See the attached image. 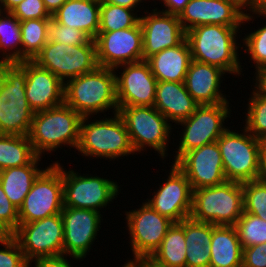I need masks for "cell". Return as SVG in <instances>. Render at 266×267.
Listing matches in <instances>:
<instances>
[{
	"label": "cell",
	"instance_id": "f907efd6",
	"mask_svg": "<svg viewBox=\"0 0 266 267\" xmlns=\"http://www.w3.org/2000/svg\"><path fill=\"white\" fill-rule=\"evenodd\" d=\"M236 2L244 11H255L259 5L260 0H233Z\"/></svg>",
	"mask_w": 266,
	"mask_h": 267
},
{
	"label": "cell",
	"instance_id": "1f68e13d",
	"mask_svg": "<svg viewBox=\"0 0 266 267\" xmlns=\"http://www.w3.org/2000/svg\"><path fill=\"white\" fill-rule=\"evenodd\" d=\"M51 19H30L20 22L22 61L33 60L48 42V26Z\"/></svg>",
	"mask_w": 266,
	"mask_h": 267
},
{
	"label": "cell",
	"instance_id": "7c38bea8",
	"mask_svg": "<svg viewBox=\"0 0 266 267\" xmlns=\"http://www.w3.org/2000/svg\"><path fill=\"white\" fill-rule=\"evenodd\" d=\"M130 246L133 258L126 261L124 266H129L132 262L150 258L160 247L168 229L173 225V221L168 217L160 215L148 203L142 202L137 210L125 212Z\"/></svg>",
	"mask_w": 266,
	"mask_h": 267
},
{
	"label": "cell",
	"instance_id": "8fae6325",
	"mask_svg": "<svg viewBox=\"0 0 266 267\" xmlns=\"http://www.w3.org/2000/svg\"><path fill=\"white\" fill-rule=\"evenodd\" d=\"M230 103L198 105L194 113L177 125L184 127L175 151V164L186 152L216 142L227 129L224 121L231 117ZM230 114V115H229Z\"/></svg>",
	"mask_w": 266,
	"mask_h": 267
},
{
	"label": "cell",
	"instance_id": "681fc988",
	"mask_svg": "<svg viewBox=\"0 0 266 267\" xmlns=\"http://www.w3.org/2000/svg\"><path fill=\"white\" fill-rule=\"evenodd\" d=\"M144 1L143 0H101V2L111 3L114 5H119V6L129 8V9H134V10L136 9V7H138L140 3Z\"/></svg>",
	"mask_w": 266,
	"mask_h": 267
},
{
	"label": "cell",
	"instance_id": "2e32d148",
	"mask_svg": "<svg viewBox=\"0 0 266 267\" xmlns=\"http://www.w3.org/2000/svg\"><path fill=\"white\" fill-rule=\"evenodd\" d=\"M96 43L97 63L100 67L112 68L143 60L142 27L98 32Z\"/></svg>",
	"mask_w": 266,
	"mask_h": 267
},
{
	"label": "cell",
	"instance_id": "4dcf8cb0",
	"mask_svg": "<svg viewBox=\"0 0 266 267\" xmlns=\"http://www.w3.org/2000/svg\"><path fill=\"white\" fill-rule=\"evenodd\" d=\"M36 156L28 135L0 134V170L27 165Z\"/></svg>",
	"mask_w": 266,
	"mask_h": 267
},
{
	"label": "cell",
	"instance_id": "603a6c76",
	"mask_svg": "<svg viewBox=\"0 0 266 267\" xmlns=\"http://www.w3.org/2000/svg\"><path fill=\"white\" fill-rule=\"evenodd\" d=\"M224 74L226 72L219 67L192 60L184 84L199 105L229 103L220 90Z\"/></svg>",
	"mask_w": 266,
	"mask_h": 267
},
{
	"label": "cell",
	"instance_id": "3957f363",
	"mask_svg": "<svg viewBox=\"0 0 266 267\" xmlns=\"http://www.w3.org/2000/svg\"><path fill=\"white\" fill-rule=\"evenodd\" d=\"M82 117L65 103L34 112L28 138L34 152H54L62 145L77 148ZM56 149V150H55Z\"/></svg>",
	"mask_w": 266,
	"mask_h": 267
},
{
	"label": "cell",
	"instance_id": "9c48e42d",
	"mask_svg": "<svg viewBox=\"0 0 266 267\" xmlns=\"http://www.w3.org/2000/svg\"><path fill=\"white\" fill-rule=\"evenodd\" d=\"M32 61L56 75L64 84L99 66L96 43L92 39L74 46L48 40Z\"/></svg>",
	"mask_w": 266,
	"mask_h": 267
},
{
	"label": "cell",
	"instance_id": "f35d334b",
	"mask_svg": "<svg viewBox=\"0 0 266 267\" xmlns=\"http://www.w3.org/2000/svg\"><path fill=\"white\" fill-rule=\"evenodd\" d=\"M216 225L184 219L185 245H211L212 230Z\"/></svg>",
	"mask_w": 266,
	"mask_h": 267
},
{
	"label": "cell",
	"instance_id": "83f0119b",
	"mask_svg": "<svg viewBox=\"0 0 266 267\" xmlns=\"http://www.w3.org/2000/svg\"><path fill=\"white\" fill-rule=\"evenodd\" d=\"M41 156H36L29 164L0 170V183L3 191L18 209L29 193L34 181L45 170L40 169Z\"/></svg>",
	"mask_w": 266,
	"mask_h": 267
},
{
	"label": "cell",
	"instance_id": "11a10c76",
	"mask_svg": "<svg viewBox=\"0 0 266 267\" xmlns=\"http://www.w3.org/2000/svg\"><path fill=\"white\" fill-rule=\"evenodd\" d=\"M258 15L257 17H266V0H260L259 5L255 11H252V15Z\"/></svg>",
	"mask_w": 266,
	"mask_h": 267
},
{
	"label": "cell",
	"instance_id": "9f6ffc18",
	"mask_svg": "<svg viewBox=\"0 0 266 267\" xmlns=\"http://www.w3.org/2000/svg\"><path fill=\"white\" fill-rule=\"evenodd\" d=\"M10 234L0 225V241L7 238Z\"/></svg>",
	"mask_w": 266,
	"mask_h": 267
},
{
	"label": "cell",
	"instance_id": "836d02e7",
	"mask_svg": "<svg viewBox=\"0 0 266 267\" xmlns=\"http://www.w3.org/2000/svg\"><path fill=\"white\" fill-rule=\"evenodd\" d=\"M245 128L257 139H266V95L253 90L249 97Z\"/></svg>",
	"mask_w": 266,
	"mask_h": 267
},
{
	"label": "cell",
	"instance_id": "d6a6232c",
	"mask_svg": "<svg viewBox=\"0 0 266 267\" xmlns=\"http://www.w3.org/2000/svg\"><path fill=\"white\" fill-rule=\"evenodd\" d=\"M134 12V9L101 2L100 26L98 32H112L134 27L140 19V16Z\"/></svg>",
	"mask_w": 266,
	"mask_h": 267
},
{
	"label": "cell",
	"instance_id": "7402d4cb",
	"mask_svg": "<svg viewBox=\"0 0 266 267\" xmlns=\"http://www.w3.org/2000/svg\"><path fill=\"white\" fill-rule=\"evenodd\" d=\"M26 72L25 95L29 107L38 112L64 103V83L32 60L17 63Z\"/></svg>",
	"mask_w": 266,
	"mask_h": 267
},
{
	"label": "cell",
	"instance_id": "d6986e66",
	"mask_svg": "<svg viewBox=\"0 0 266 267\" xmlns=\"http://www.w3.org/2000/svg\"><path fill=\"white\" fill-rule=\"evenodd\" d=\"M123 68V72L117 69ZM118 108L130 106H153L156 97L157 79L145 61L129 63L114 68Z\"/></svg>",
	"mask_w": 266,
	"mask_h": 267
},
{
	"label": "cell",
	"instance_id": "c3c4849f",
	"mask_svg": "<svg viewBox=\"0 0 266 267\" xmlns=\"http://www.w3.org/2000/svg\"><path fill=\"white\" fill-rule=\"evenodd\" d=\"M258 180L266 183V142L263 141L261 145V154H260V168Z\"/></svg>",
	"mask_w": 266,
	"mask_h": 267
},
{
	"label": "cell",
	"instance_id": "8d00e7d4",
	"mask_svg": "<svg viewBox=\"0 0 266 267\" xmlns=\"http://www.w3.org/2000/svg\"><path fill=\"white\" fill-rule=\"evenodd\" d=\"M242 43L244 51L250 55V59L255 65V69L266 65V24L249 34L244 35Z\"/></svg>",
	"mask_w": 266,
	"mask_h": 267
},
{
	"label": "cell",
	"instance_id": "d4e9b609",
	"mask_svg": "<svg viewBox=\"0 0 266 267\" xmlns=\"http://www.w3.org/2000/svg\"><path fill=\"white\" fill-rule=\"evenodd\" d=\"M101 0H67L55 13L52 19L84 32L94 40L100 26Z\"/></svg>",
	"mask_w": 266,
	"mask_h": 267
},
{
	"label": "cell",
	"instance_id": "9a60e30c",
	"mask_svg": "<svg viewBox=\"0 0 266 267\" xmlns=\"http://www.w3.org/2000/svg\"><path fill=\"white\" fill-rule=\"evenodd\" d=\"M100 213L91 209L63 207L60 213L64 232L63 255L77 261L86 258L101 229L103 215Z\"/></svg>",
	"mask_w": 266,
	"mask_h": 267
},
{
	"label": "cell",
	"instance_id": "ffe728a7",
	"mask_svg": "<svg viewBox=\"0 0 266 267\" xmlns=\"http://www.w3.org/2000/svg\"><path fill=\"white\" fill-rule=\"evenodd\" d=\"M175 165L185 174L192 190L227 181L217 142L186 152Z\"/></svg>",
	"mask_w": 266,
	"mask_h": 267
},
{
	"label": "cell",
	"instance_id": "ee69618b",
	"mask_svg": "<svg viewBox=\"0 0 266 267\" xmlns=\"http://www.w3.org/2000/svg\"><path fill=\"white\" fill-rule=\"evenodd\" d=\"M242 267H266V242L243 248Z\"/></svg>",
	"mask_w": 266,
	"mask_h": 267
},
{
	"label": "cell",
	"instance_id": "5b68a950",
	"mask_svg": "<svg viewBox=\"0 0 266 267\" xmlns=\"http://www.w3.org/2000/svg\"><path fill=\"white\" fill-rule=\"evenodd\" d=\"M26 72L17 64H0V134L28 135L34 111L26 95Z\"/></svg>",
	"mask_w": 266,
	"mask_h": 267
},
{
	"label": "cell",
	"instance_id": "b9f144b4",
	"mask_svg": "<svg viewBox=\"0 0 266 267\" xmlns=\"http://www.w3.org/2000/svg\"><path fill=\"white\" fill-rule=\"evenodd\" d=\"M0 225L11 235L19 225L18 208L10 202L0 183Z\"/></svg>",
	"mask_w": 266,
	"mask_h": 267
},
{
	"label": "cell",
	"instance_id": "5bb4252c",
	"mask_svg": "<svg viewBox=\"0 0 266 267\" xmlns=\"http://www.w3.org/2000/svg\"><path fill=\"white\" fill-rule=\"evenodd\" d=\"M63 220L61 214L31 223H19L11 234L29 262L41 257L63 255Z\"/></svg>",
	"mask_w": 266,
	"mask_h": 267
},
{
	"label": "cell",
	"instance_id": "e575fe53",
	"mask_svg": "<svg viewBox=\"0 0 266 267\" xmlns=\"http://www.w3.org/2000/svg\"><path fill=\"white\" fill-rule=\"evenodd\" d=\"M234 226L242 248L266 242V221L258 216L243 212Z\"/></svg>",
	"mask_w": 266,
	"mask_h": 267
},
{
	"label": "cell",
	"instance_id": "52a82bcc",
	"mask_svg": "<svg viewBox=\"0 0 266 267\" xmlns=\"http://www.w3.org/2000/svg\"><path fill=\"white\" fill-rule=\"evenodd\" d=\"M243 133L228 127L216 141L227 181L244 183L258 180L262 142L244 127Z\"/></svg>",
	"mask_w": 266,
	"mask_h": 267
},
{
	"label": "cell",
	"instance_id": "d590c367",
	"mask_svg": "<svg viewBox=\"0 0 266 267\" xmlns=\"http://www.w3.org/2000/svg\"><path fill=\"white\" fill-rule=\"evenodd\" d=\"M244 212L266 221V183L259 180L242 183Z\"/></svg>",
	"mask_w": 266,
	"mask_h": 267
},
{
	"label": "cell",
	"instance_id": "4316f807",
	"mask_svg": "<svg viewBox=\"0 0 266 267\" xmlns=\"http://www.w3.org/2000/svg\"><path fill=\"white\" fill-rule=\"evenodd\" d=\"M209 267H242L243 248L235 226L216 225L211 237Z\"/></svg>",
	"mask_w": 266,
	"mask_h": 267
},
{
	"label": "cell",
	"instance_id": "f5cc1de1",
	"mask_svg": "<svg viewBox=\"0 0 266 267\" xmlns=\"http://www.w3.org/2000/svg\"><path fill=\"white\" fill-rule=\"evenodd\" d=\"M23 0H0V11L11 12Z\"/></svg>",
	"mask_w": 266,
	"mask_h": 267
},
{
	"label": "cell",
	"instance_id": "7a4b0ae2",
	"mask_svg": "<svg viewBox=\"0 0 266 267\" xmlns=\"http://www.w3.org/2000/svg\"><path fill=\"white\" fill-rule=\"evenodd\" d=\"M64 103L81 117L104 113L109 109L118 113L116 73L112 68L98 66L64 84Z\"/></svg>",
	"mask_w": 266,
	"mask_h": 267
},
{
	"label": "cell",
	"instance_id": "db71d44e",
	"mask_svg": "<svg viewBox=\"0 0 266 267\" xmlns=\"http://www.w3.org/2000/svg\"><path fill=\"white\" fill-rule=\"evenodd\" d=\"M129 266L130 267H161L153 263L149 258L132 262Z\"/></svg>",
	"mask_w": 266,
	"mask_h": 267
},
{
	"label": "cell",
	"instance_id": "60d3db41",
	"mask_svg": "<svg viewBox=\"0 0 266 267\" xmlns=\"http://www.w3.org/2000/svg\"><path fill=\"white\" fill-rule=\"evenodd\" d=\"M11 13L21 22L30 19H51L43 0H23Z\"/></svg>",
	"mask_w": 266,
	"mask_h": 267
},
{
	"label": "cell",
	"instance_id": "cb8c5ba5",
	"mask_svg": "<svg viewBox=\"0 0 266 267\" xmlns=\"http://www.w3.org/2000/svg\"><path fill=\"white\" fill-rule=\"evenodd\" d=\"M199 104L186 90L184 82L158 81L154 107L170 122L190 117Z\"/></svg>",
	"mask_w": 266,
	"mask_h": 267
},
{
	"label": "cell",
	"instance_id": "7bdbcfd3",
	"mask_svg": "<svg viewBox=\"0 0 266 267\" xmlns=\"http://www.w3.org/2000/svg\"><path fill=\"white\" fill-rule=\"evenodd\" d=\"M185 267H209L210 245H186Z\"/></svg>",
	"mask_w": 266,
	"mask_h": 267
},
{
	"label": "cell",
	"instance_id": "74e56055",
	"mask_svg": "<svg viewBox=\"0 0 266 267\" xmlns=\"http://www.w3.org/2000/svg\"><path fill=\"white\" fill-rule=\"evenodd\" d=\"M48 40L74 46L86 44L90 38L84 32L59 24L51 18L48 26Z\"/></svg>",
	"mask_w": 266,
	"mask_h": 267
},
{
	"label": "cell",
	"instance_id": "ba28073f",
	"mask_svg": "<svg viewBox=\"0 0 266 267\" xmlns=\"http://www.w3.org/2000/svg\"><path fill=\"white\" fill-rule=\"evenodd\" d=\"M118 114L126 125L136 154L148 147L157 151L163 160L168 156L167 142L174 128L154 106L121 107Z\"/></svg>",
	"mask_w": 266,
	"mask_h": 267
},
{
	"label": "cell",
	"instance_id": "f6af8a7d",
	"mask_svg": "<svg viewBox=\"0 0 266 267\" xmlns=\"http://www.w3.org/2000/svg\"><path fill=\"white\" fill-rule=\"evenodd\" d=\"M32 262H35L34 267H72L67 255L36 258L28 262V267L31 266Z\"/></svg>",
	"mask_w": 266,
	"mask_h": 267
},
{
	"label": "cell",
	"instance_id": "8992f818",
	"mask_svg": "<svg viewBox=\"0 0 266 267\" xmlns=\"http://www.w3.org/2000/svg\"><path fill=\"white\" fill-rule=\"evenodd\" d=\"M243 212L242 183L226 181L220 185L193 190L190 215L193 220L234 226Z\"/></svg>",
	"mask_w": 266,
	"mask_h": 267
},
{
	"label": "cell",
	"instance_id": "30bf717a",
	"mask_svg": "<svg viewBox=\"0 0 266 267\" xmlns=\"http://www.w3.org/2000/svg\"><path fill=\"white\" fill-rule=\"evenodd\" d=\"M64 207L62 165L45 167L18 209L19 223H31L60 214Z\"/></svg>",
	"mask_w": 266,
	"mask_h": 267
},
{
	"label": "cell",
	"instance_id": "816d5d0a",
	"mask_svg": "<svg viewBox=\"0 0 266 267\" xmlns=\"http://www.w3.org/2000/svg\"><path fill=\"white\" fill-rule=\"evenodd\" d=\"M67 0H43L46 9L52 15L55 13Z\"/></svg>",
	"mask_w": 266,
	"mask_h": 267
},
{
	"label": "cell",
	"instance_id": "7dc6e473",
	"mask_svg": "<svg viewBox=\"0 0 266 267\" xmlns=\"http://www.w3.org/2000/svg\"><path fill=\"white\" fill-rule=\"evenodd\" d=\"M255 74L256 76L254 81H255V85H254V90L266 95V65H263L259 68H257L255 70Z\"/></svg>",
	"mask_w": 266,
	"mask_h": 267
},
{
	"label": "cell",
	"instance_id": "277c9868",
	"mask_svg": "<svg viewBox=\"0 0 266 267\" xmlns=\"http://www.w3.org/2000/svg\"><path fill=\"white\" fill-rule=\"evenodd\" d=\"M89 117H82L79 143L76 148L82 156L106 160L119 159L135 154L129 133L122 117L116 113L90 122ZM102 157V158H101Z\"/></svg>",
	"mask_w": 266,
	"mask_h": 267
},
{
	"label": "cell",
	"instance_id": "bcb514c9",
	"mask_svg": "<svg viewBox=\"0 0 266 267\" xmlns=\"http://www.w3.org/2000/svg\"><path fill=\"white\" fill-rule=\"evenodd\" d=\"M165 8L161 12L179 16L190 0H160Z\"/></svg>",
	"mask_w": 266,
	"mask_h": 267
},
{
	"label": "cell",
	"instance_id": "4fadbf2b",
	"mask_svg": "<svg viewBox=\"0 0 266 267\" xmlns=\"http://www.w3.org/2000/svg\"><path fill=\"white\" fill-rule=\"evenodd\" d=\"M62 166L64 207L91 209L100 212L109 206L117 195L119 187L114 180L88 174L81 175Z\"/></svg>",
	"mask_w": 266,
	"mask_h": 267
},
{
	"label": "cell",
	"instance_id": "e0dca14e",
	"mask_svg": "<svg viewBox=\"0 0 266 267\" xmlns=\"http://www.w3.org/2000/svg\"><path fill=\"white\" fill-rule=\"evenodd\" d=\"M249 13H245L233 0H190L178 18L187 32L201 25L241 26L248 21L253 23L255 16L251 15V11Z\"/></svg>",
	"mask_w": 266,
	"mask_h": 267
},
{
	"label": "cell",
	"instance_id": "ab89813d",
	"mask_svg": "<svg viewBox=\"0 0 266 267\" xmlns=\"http://www.w3.org/2000/svg\"><path fill=\"white\" fill-rule=\"evenodd\" d=\"M0 244L3 246L0 248V267H28V261L12 235L1 240Z\"/></svg>",
	"mask_w": 266,
	"mask_h": 267
},
{
	"label": "cell",
	"instance_id": "44dd1931",
	"mask_svg": "<svg viewBox=\"0 0 266 267\" xmlns=\"http://www.w3.org/2000/svg\"><path fill=\"white\" fill-rule=\"evenodd\" d=\"M144 11L139 22L142 27L143 60L170 47L179 45L185 38L186 32L178 16L157 11Z\"/></svg>",
	"mask_w": 266,
	"mask_h": 267
},
{
	"label": "cell",
	"instance_id": "ac0fdd59",
	"mask_svg": "<svg viewBox=\"0 0 266 267\" xmlns=\"http://www.w3.org/2000/svg\"><path fill=\"white\" fill-rule=\"evenodd\" d=\"M170 167L163 185L145 201L160 215L179 223L191 215L193 190L185 174L174 163Z\"/></svg>",
	"mask_w": 266,
	"mask_h": 267
},
{
	"label": "cell",
	"instance_id": "484cf974",
	"mask_svg": "<svg viewBox=\"0 0 266 267\" xmlns=\"http://www.w3.org/2000/svg\"><path fill=\"white\" fill-rule=\"evenodd\" d=\"M145 61L157 81L184 82L192 55L185 38L179 45L164 49Z\"/></svg>",
	"mask_w": 266,
	"mask_h": 267
},
{
	"label": "cell",
	"instance_id": "f1b7e54d",
	"mask_svg": "<svg viewBox=\"0 0 266 267\" xmlns=\"http://www.w3.org/2000/svg\"><path fill=\"white\" fill-rule=\"evenodd\" d=\"M186 250L184 220H182L179 223H173L160 247L149 259L161 267H185Z\"/></svg>",
	"mask_w": 266,
	"mask_h": 267
},
{
	"label": "cell",
	"instance_id": "f546056e",
	"mask_svg": "<svg viewBox=\"0 0 266 267\" xmlns=\"http://www.w3.org/2000/svg\"><path fill=\"white\" fill-rule=\"evenodd\" d=\"M0 64L22 62L20 21L11 13L0 11Z\"/></svg>",
	"mask_w": 266,
	"mask_h": 267
},
{
	"label": "cell",
	"instance_id": "6da1fadb",
	"mask_svg": "<svg viewBox=\"0 0 266 267\" xmlns=\"http://www.w3.org/2000/svg\"><path fill=\"white\" fill-rule=\"evenodd\" d=\"M241 26L201 25L186 32L192 60L219 67L228 74L241 75L237 33ZM239 31V32H238Z\"/></svg>",
	"mask_w": 266,
	"mask_h": 267
}]
</instances>
